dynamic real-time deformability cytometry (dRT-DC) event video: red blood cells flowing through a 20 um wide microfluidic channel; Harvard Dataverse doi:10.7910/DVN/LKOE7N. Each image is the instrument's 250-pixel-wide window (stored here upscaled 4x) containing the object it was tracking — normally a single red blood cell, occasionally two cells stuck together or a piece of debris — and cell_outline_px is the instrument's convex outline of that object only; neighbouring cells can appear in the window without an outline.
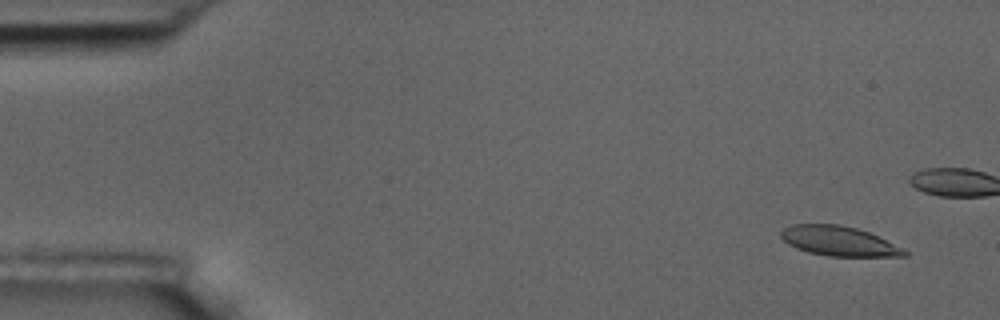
{"species": "common noctule bat (a hibernating species)", "species_latin": "Nyctalus noctula", "temperature_condition": "room temperature", "stored_images_in_passage": 17, "camera_frame_rate_fps": 3000, "um_per_image_px": 0.085, "animal": {"sex": "male", "body_mass_g": 17.5, "forearm_length_mm": 52.3}, "frame": {"image": 1, "passage_image": 3, "time_ms": 0.667, "image_size_px": [1000, 320], "cell_outline_px": [[908, 256], [828, 256], [808, 252], [796, 248], [788, 244], [780, 236], [780, 232], [784, 228], [792, 224], [840, 224], [856, 228], [868, 232], [904, 248], [908, 252]], "centroid_in_image_um": [71.3, 20.49], "position_along_channel_um": 13.7, "area_um2": 21.33}}